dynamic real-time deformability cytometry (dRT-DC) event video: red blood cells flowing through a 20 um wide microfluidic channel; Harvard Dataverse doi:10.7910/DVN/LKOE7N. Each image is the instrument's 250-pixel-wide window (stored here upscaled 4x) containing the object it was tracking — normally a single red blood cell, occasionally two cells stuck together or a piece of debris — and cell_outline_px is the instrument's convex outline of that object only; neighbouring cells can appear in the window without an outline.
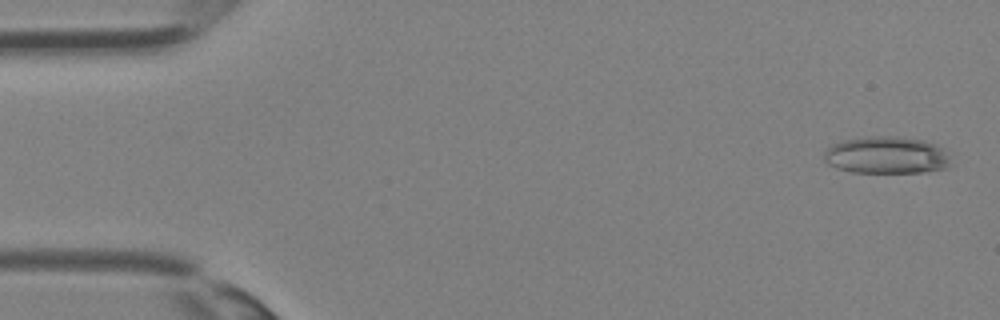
{"species": "Egyptian fruit bat (a non-hibernating species)", "species_latin": "Rousettus aegyptiacus", "temperature_condition": "room temperature", "stored_images_in_passage": 35, "camera_frame_rate_fps": 3000, "um_per_image_px": 0.085, "animal": {"sex": "female"}, "frame": {"image": 1, "passage_image": 1, "time_ms": 0.0, "image_size_px": [1000, 320], "cell_outline_px": [[948, 168], [920, 172], [852, 172], [836, 168], [828, 164], [824, 160], [824, 152], [828, 144], [844, 140], [864, 136], [900, 136], [924, 140], [936, 144], [944, 148], [948, 156]], "centroid_in_image_um": [75.31, 13.17], "position_along_channel_um": 9.7, "area_um2": 27.74}}
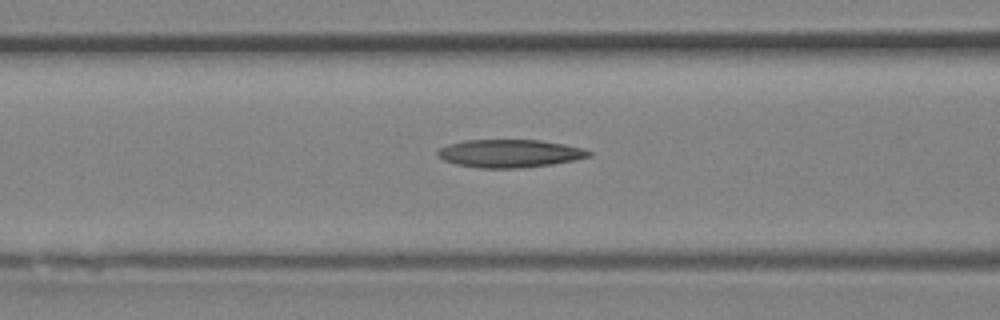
{"frame": {"image": 2, "passage_image": 14, "time_ms": 4.333, "image_size_px": [1000, 320], "cell_outline_px": [[592, 156], [576, 160], [552, 164], [524, 168], [480, 168], [456, 164], [444, 160], [436, 156], [436, 152], [440, 148], [448, 144], [464, 140], [540, 140], [564, 144], [584, 148], [592, 152]], "centroid_in_image_um": [43.34, 13.04], "position_along_channel_um": 123.3, "area_um2": 24.85}}
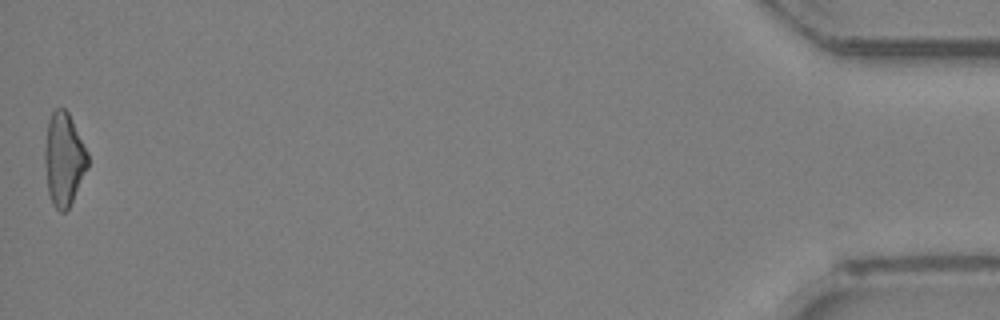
{"frame": {"image": 3, "passage_image": 35, "time_ms": 11.333, "image_size_px": [1000, 320], "cell_outline_px": [[88, 168], [68, 208], [64, 212], [60, 212], [52, 204], [48, 192], [44, 164], [44, 148], [48, 120], [52, 112], [56, 108], [64, 108], [68, 112], [88, 152]], "centroid_in_image_um": [5.41, 13.53], "position_along_channel_um": 429.8, "area_um2": 23.35}}